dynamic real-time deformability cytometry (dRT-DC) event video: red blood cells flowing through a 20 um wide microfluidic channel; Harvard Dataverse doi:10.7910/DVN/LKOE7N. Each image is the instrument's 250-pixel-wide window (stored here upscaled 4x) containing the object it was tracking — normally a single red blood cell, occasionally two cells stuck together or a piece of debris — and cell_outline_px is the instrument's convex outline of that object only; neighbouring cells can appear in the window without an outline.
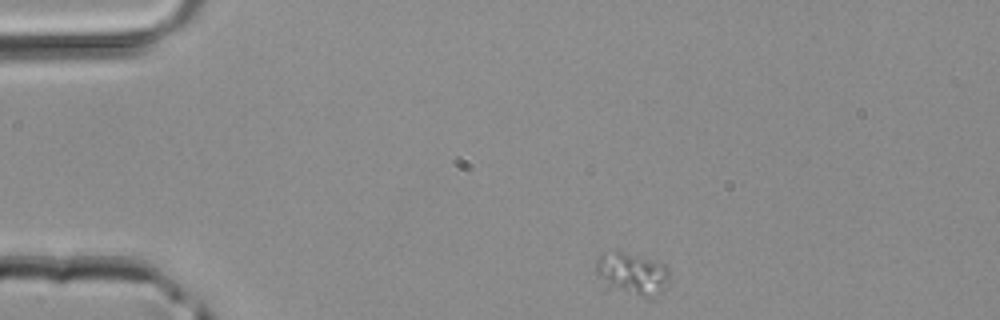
{"species": "common noctule bat (a hibernating species)", "species_latin": "Nyctalus noctula", "temperature_condition": "room temperature", "stored_images_in_passage": 1, "camera_frame_rate_fps": 3000, "um_per_image_px": 0.085, "animal": {"sex": "male", "body_mass_g": 20.4}, "frame": {"image": 1, "passage_image": 1, "time_ms": 0.0, "image_size_px": [1000, 320], "cell_outline_px": [[668, 284], [660, 292], [648, 300], [608, 288], [596, 272], [596, 260], [604, 252], [616, 248], [664, 264], [668, 268]], "centroid_in_image_um": [53.71, 23.26], "position_along_channel_um": 31.3, "area_um2": 18.61}}